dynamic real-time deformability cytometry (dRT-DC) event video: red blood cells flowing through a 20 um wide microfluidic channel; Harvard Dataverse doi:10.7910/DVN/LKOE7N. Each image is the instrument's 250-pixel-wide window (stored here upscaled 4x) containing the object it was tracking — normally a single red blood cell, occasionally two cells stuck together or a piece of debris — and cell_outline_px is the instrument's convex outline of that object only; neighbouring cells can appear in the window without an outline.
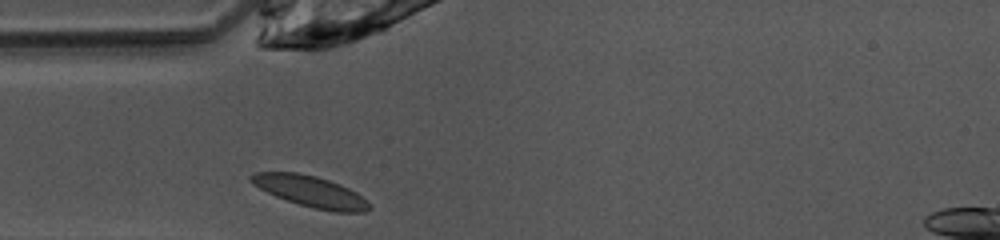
{"species": "common noctule bat (a hibernating species)", "species_latin": "Nyctalus noctula", "temperature_condition": "warm", "stored_images_in_passage": 25, "camera_frame_rate_fps": 3000, "um_per_image_px": 0.085, "animal": {"sex": "female", "body_mass_g": 10.0, "forearm_length_mm": 53.1}, "frame": {"image": 1, "passage_image": 1, "time_ms": 0.0, "image_size_px": [1000, 240], "cell_outline_px": [[372, 208], [364, 212], [336, 212], [316, 208], [300, 204], [276, 196], [252, 184], [248, 180], [248, 176], [256, 172], [296, 172], [316, 176], [340, 184], [356, 192], [372, 204]], "centroid_in_image_um": [26.41, 16.26], "position_along_channel_um": 58.6, "area_um2": 21.33}}
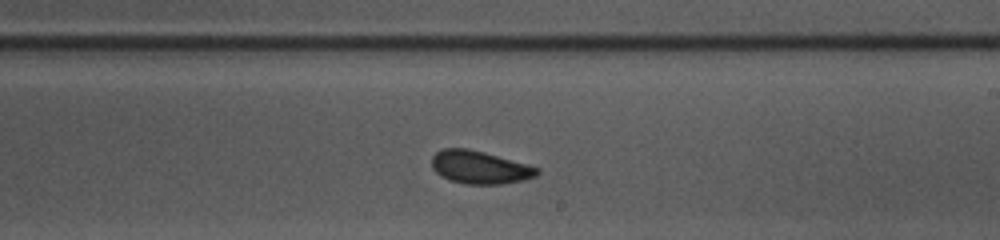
{"frame": {"image": 2, "passage_image": 15, "time_ms": 4.667, "image_size_px": [1000, 240], "cell_outline_px": [[540, 172], [536, 176], [524, 180], [504, 184], [464, 184], [440, 176], [432, 168], [432, 156], [440, 148], [468, 148], [540, 168]], "centroid_in_image_um": [40.76, 14.23], "position_along_channel_um": 248.2, "area_um2": 20.17}}
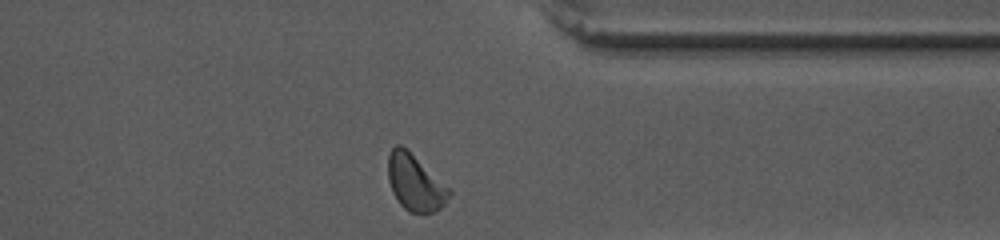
{"frame": {"image": 3, "passage_image": 25, "time_ms": 8.0, "image_size_px": [1000, 240], "cell_outline_px": [[452, 192], [444, 204], [436, 212], [408, 212], [400, 204], [392, 192], [388, 180], [388, 156], [392, 148], [396, 144], [400, 144], [448, 188]], "centroid_in_image_um": [35.24, 15.56], "position_along_channel_um": 376.2, "area_um2": 19.36}, "authors_computed_cell_mechanics": {"area_um2": 19.941, "velocity_mm_per_s": 4.0604, "shape_relaxation_time_tau1_ms": 3.5758, "shape_relaxation_time_tau2_ms": 1.8869, "deformation_change_tau1": 0.0864, "deformation_change_tau2": 0.0641}}